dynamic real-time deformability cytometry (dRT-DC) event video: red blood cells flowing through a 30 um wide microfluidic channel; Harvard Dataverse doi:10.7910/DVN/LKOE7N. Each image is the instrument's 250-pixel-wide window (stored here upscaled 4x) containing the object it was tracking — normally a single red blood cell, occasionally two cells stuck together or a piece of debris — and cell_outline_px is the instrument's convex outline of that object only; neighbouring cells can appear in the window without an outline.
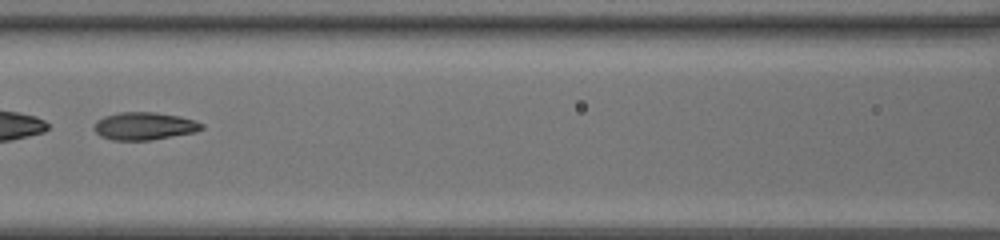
{"species": "common noctule bat (a hibernating species)", "species_latin": "Nyctalus noctula", "temperature_condition": "room temperature", "stored_images_in_passage": 48, "segment_of_instrument_passage": [2, 2], "camera_frame_rate_fps": 3000, "um_per_image_px": 0.085, "animal": {"sex": "female", "body_mass_g": 20.0, "forearm_length_mm": 54.0}, "frame": {"image": 1, "passage_image": 25, "time_ms": 8.0, "image_size_px": [1000, 240], "cell_outline_px": [[204, 128], [196, 132], [152, 140], [112, 140], [100, 136], [92, 128], [96, 120], [104, 116], [120, 112], [156, 112], [180, 116], [196, 120], [204, 124]], "centroid_in_image_um": [12.28, 10.71], "position_along_channel_um": 154.3, "area_um2": 17.63}}
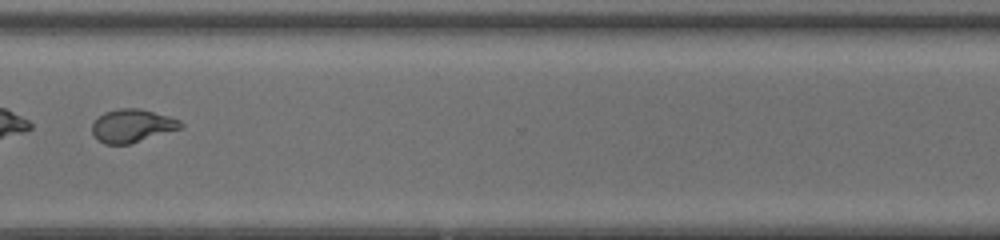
{"frame": {"image": 2, "passage_image": 39, "time_ms": 12.667, "image_size_px": [1000, 240], "cell_outline_px": [[184, 128], [128, 144], [104, 144], [96, 140], [92, 132], [92, 124], [104, 112], [120, 108], [140, 108], [168, 116], [180, 120], [184, 124]], "centroid_in_image_um": [11.25, 10.69], "position_along_channel_um": 359.4, "area_um2": 17.17}}